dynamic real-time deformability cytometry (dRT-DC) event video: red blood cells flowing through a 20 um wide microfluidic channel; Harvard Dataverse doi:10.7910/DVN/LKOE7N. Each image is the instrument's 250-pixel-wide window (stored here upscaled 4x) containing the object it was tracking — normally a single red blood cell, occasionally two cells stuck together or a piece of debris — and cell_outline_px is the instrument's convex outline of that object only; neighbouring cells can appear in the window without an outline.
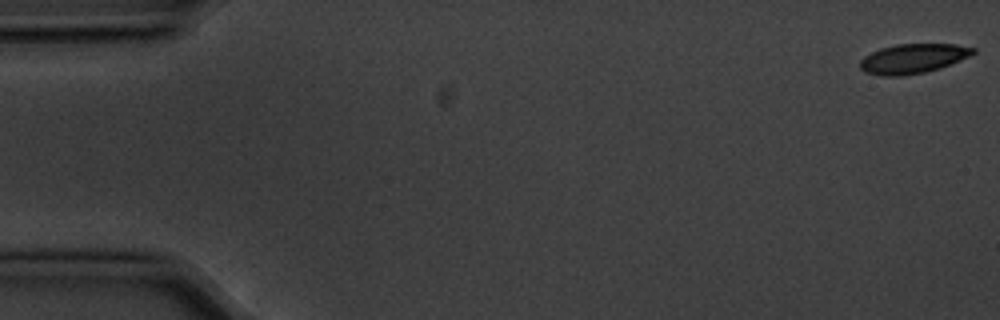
{"species": "common noctule bat (a hibernating species)", "species_latin": "Nyctalus noctula", "temperature_condition": "cold", "stored_images_in_passage": 6, "camera_frame_rate_fps": 3000, "um_per_image_px": 0.085, "animal": {"sex": "male", "body_mass_g": 20.1, "forearm_length_mm": 53.5}, "frame": {"image": 1, "passage_image": 1, "time_ms": 0.0, "image_size_px": [1000, 320], "cell_outline_px": [[976, 52], [968, 56], [940, 68], [924, 72], [904, 76], [880, 76], [864, 72], [860, 68], [860, 60], [864, 56], [880, 48], [896, 44], [956, 44], [976, 48]], "centroid_in_image_um": [77.57, 4.98], "position_along_channel_um": 7.4, "area_um2": 19.48}}
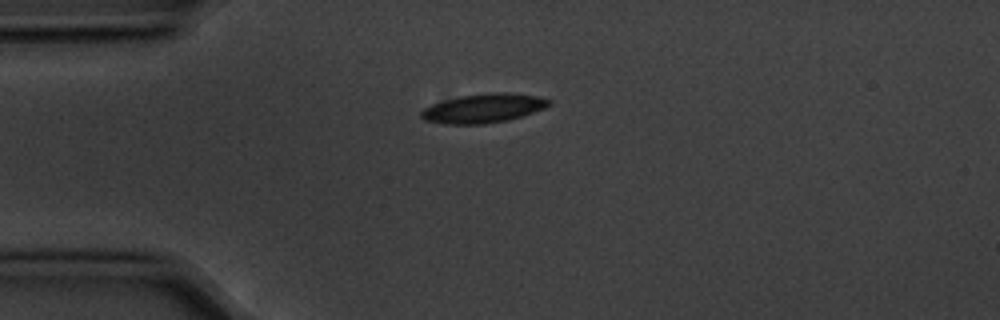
{"frame": {"image": 2, "passage_image": 5, "time_ms": 1.333, "image_size_px": [1000, 320], "cell_outline_px": [[552, 104], [544, 108], [508, 120], [484, 124], [444, 124], [424, 120], [420, 116], [420, 112], [424, 108], [432, 104], [444, 100], [460, 96], [496, 92], [508, 92], [540, 96], [552, 100]], "centroid_in_image_um": [41.1, 9.2], "position_along_channel_um": 43.9, "area_um2": 21.68}}